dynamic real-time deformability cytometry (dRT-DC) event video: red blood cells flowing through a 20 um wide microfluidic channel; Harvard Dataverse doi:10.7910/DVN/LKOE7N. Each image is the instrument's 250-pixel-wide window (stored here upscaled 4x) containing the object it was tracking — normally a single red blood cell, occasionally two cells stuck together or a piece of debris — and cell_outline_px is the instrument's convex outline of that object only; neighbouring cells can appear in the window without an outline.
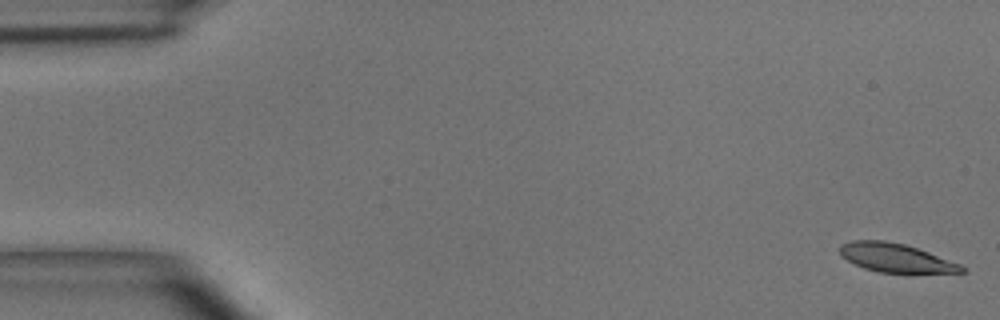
{"species": "common noctule bat (a hibernating species)", "species_latin": "Nyctalus noctula", "temperature_condition": "room temperature", "stored_images_in_passage": 13, "camera_frame_rate_fps": 3000, "um_per_image_px": 0.085, "animal": {"sex": "male", "body_mass_g": 15.6}, "frame": {"image": 1, "passage_image": 1, "time_ms": 0.0, "image_size_px": [1000, 320], "cell_outline_px": [[968, 268], [964, 272], [880, 272], [864, 268], [840, 256], [840, 244], [852, 240], [884, 240], [904, 244], [928, 252], [960, 264]], "centroid_in_image_um": [76.11, 21.9], "position_along_channel_um": 8.9, "area_um2": 20.06}}
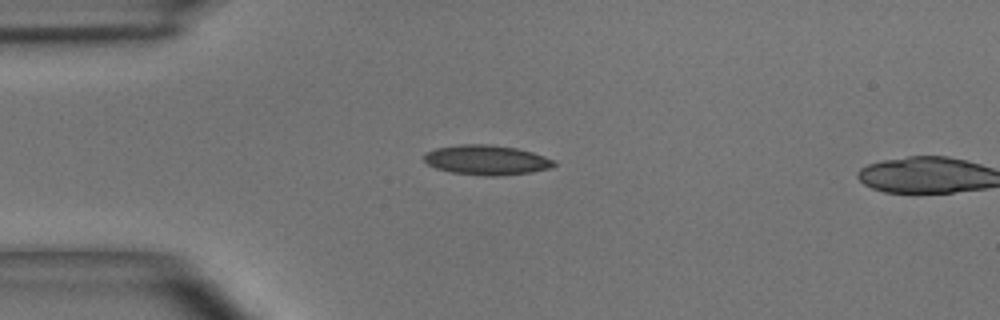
{"frame": {"image": 2, "passage_image": 12, "time_ms": 3.667, "image_size_px": [1000, 320], "cell_outline_px": [[556, 164], [552, 168], [532, 172], [496, 176], [484, 176], [452, 172], [436, 168], [428, 164], [424, 160], [424, 152], [436, 148], [460, 144], [488, 144], [516, 148], [532, 152], [556, 160]], "centroid_in_image_um": [41.37, 13.6], "position_along_channel_um": 43.6, "area_um2": 22.66}}